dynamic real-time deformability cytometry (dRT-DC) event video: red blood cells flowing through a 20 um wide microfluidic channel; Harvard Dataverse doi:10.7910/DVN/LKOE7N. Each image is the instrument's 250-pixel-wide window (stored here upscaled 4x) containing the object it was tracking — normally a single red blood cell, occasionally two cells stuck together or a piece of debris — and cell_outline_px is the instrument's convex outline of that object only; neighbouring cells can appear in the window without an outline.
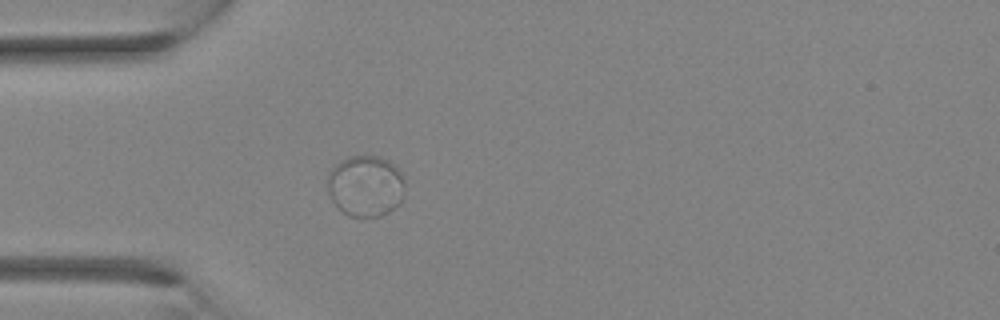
{"species": "Egyptian fruit bat (a non-hibernating species)", "species_latin": "Rousettus aegyptiacus", "temperature_condition": "room temperature", "stored_images_in_passage": 4, "camera_frame_rate_fps": 3000, "um_per_image_px": 0.085, "animal": {"sex": "female"}, "frame": {"image": 1, "passage_image": 4, "time_ms": 1.0, "image_size_px": [1000, 320], "cell_outline_px": [[404, 196], [400, 204], [388, 212], [380, 216], [348, 216], [332, 200], [328, 192], [328, 172], [336, 164], [348, 156], [380, 156], [388, 160], [404, 176]], "centroid_in_image_um": [31.09, 15.8], "position_along_channel_um": 53.9, "area_um2": 27.63}}